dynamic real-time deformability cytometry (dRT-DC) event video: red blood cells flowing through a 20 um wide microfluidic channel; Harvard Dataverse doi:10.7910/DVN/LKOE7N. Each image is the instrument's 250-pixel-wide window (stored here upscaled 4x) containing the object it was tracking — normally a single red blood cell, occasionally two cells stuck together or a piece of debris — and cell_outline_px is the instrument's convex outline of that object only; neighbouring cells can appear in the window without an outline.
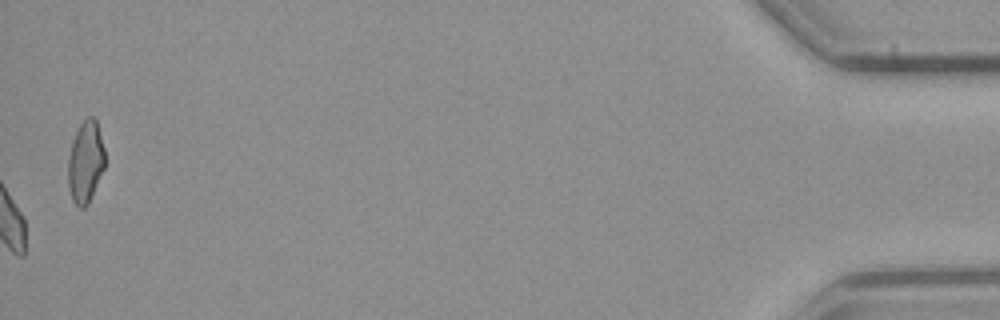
{"species": "common noctule bat (a hibernating species)", "species_latin": "Nyctalus noctula", "temperature_condition": "cold", "stored_images_in_passage": 55, "camera_frame_rate_fps": 3000, "um_per_image_px": 0.085, "animal": {"sex": "male", "body_mass_g": 23.1, "forearm_length_mm": 52.7}, "frame": {"image": 1, "passage_image": 55, "time_ms": 18.0, "image_size_px": [1000, 320], "cell_outline_px": [[104, 168], [88, 204], [84, 208], [80, 208], [72, 200], [68, 188], [68, 156], [72, 140], [80, 124], [88, 116], [92, 116], [96, 120], [104, 148]], "centroid_in_image_um": [7.25, 13.77], "position_along_channel_um": 428.0, "area_um2": 17.51}}